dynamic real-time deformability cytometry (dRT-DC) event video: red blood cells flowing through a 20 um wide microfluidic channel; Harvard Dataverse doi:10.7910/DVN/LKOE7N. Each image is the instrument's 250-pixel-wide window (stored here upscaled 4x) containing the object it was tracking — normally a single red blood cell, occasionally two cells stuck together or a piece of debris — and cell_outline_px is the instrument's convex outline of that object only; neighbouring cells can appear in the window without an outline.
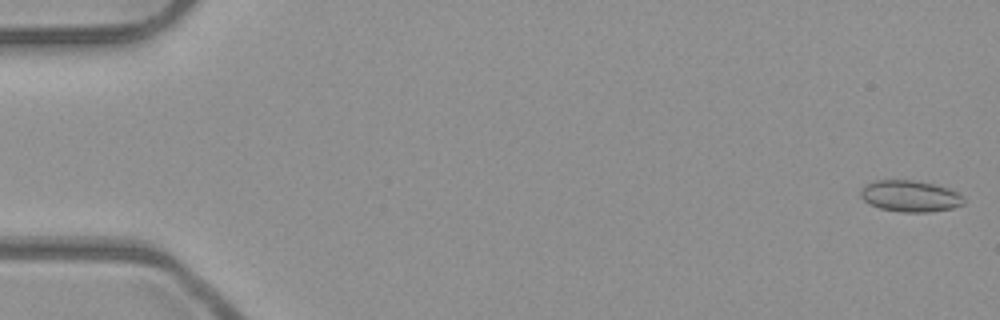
{"species": "common noctule bat (a hibernating species)", "species_latin": "Nyctalus noctula", "temperature_condition": "room temperature", "stored_images_in_passage": 5, "camera_frame_rate_fps": 3000, "um_per_image_px": 0.085, "animal": {"sex": "male", "body_mass_g": 23.1, "forearm_length_mm": 52.7}, "frame": {"image": 1, "passage_image": 1, "time_ms": 0.0, "image_size_px": [1000, 320], "cell_outline_px": [[964, 204], [952, 208], [928, 212], [900, 212], [880, 208], [864, 200], [860, 196], [860, 188], [876, 180], [912, 180], [936, 184], [948, 188], [964, 196]], "centroid_in_image_um": [77.38, 16.66], "position_along_channel_um": 7.6, "area_um2": 18.84}}